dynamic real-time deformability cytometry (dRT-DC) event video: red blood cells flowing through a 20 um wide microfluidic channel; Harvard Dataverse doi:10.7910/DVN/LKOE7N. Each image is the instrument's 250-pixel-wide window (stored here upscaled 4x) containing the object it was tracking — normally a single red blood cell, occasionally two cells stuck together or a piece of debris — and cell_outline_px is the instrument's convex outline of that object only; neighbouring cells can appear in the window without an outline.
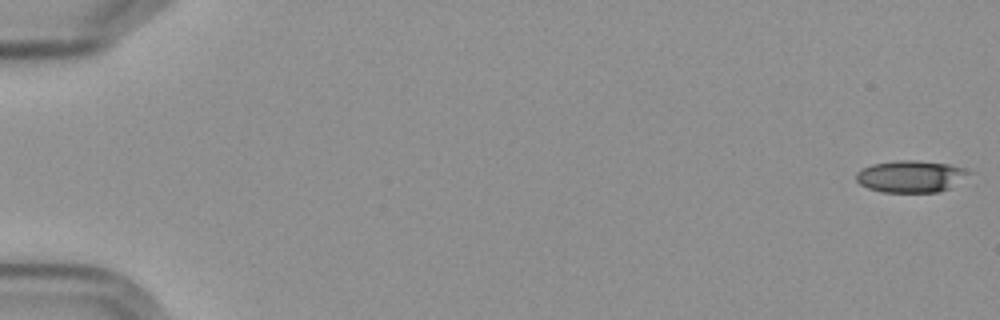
{"species": "Egyptian fruit bat (a non-hibernating species)", "species_latin": "Rousettus aegyptiacus", "temperature_condition": "cold", "stored_images_in_passage": 5, "camera_frame_rate_fps": 3000, "um_per_image_px": 0.085, "frame": {"image": 1, "passage_image": 1, "time_ms": 0.0, "image_size_px": [1000, 320], "cell_outline_px": [[972, 172], [948, 188], [936, 192], [880, 192], [868, 188], [860, 184], [856, 180], [856, 172], [872, 164], [896, 160], [916, 160], [948, 164], [964, 168]], "centroid_in_image_um": [77.37, 14.99], "position_along_channel_um": 7.6, "area_um2": 20.75}}
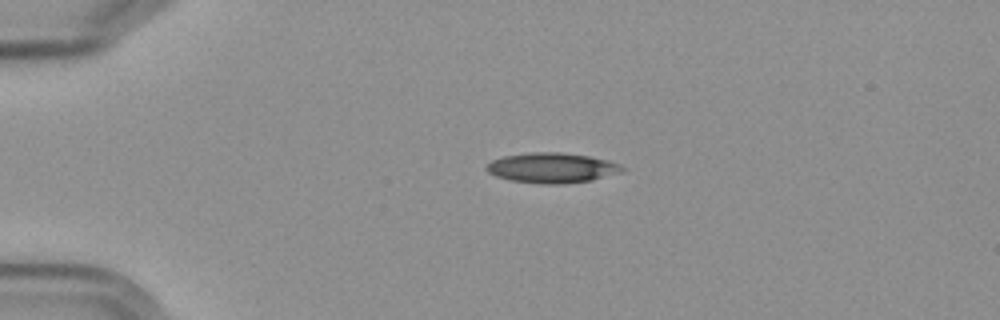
{"frame": {"image": 2, "passage_image": 4, "time_ms": 4.333, "image_size_px": [1000, 320], "cell_outline_px": [[628, 168], [624, 172], [592, 180], [564, 184], [540, 184], [508, 180], [496, 176], [488, 172], [484, 168], [492, 160], [504, 156], [532, 152], [560, 152], [588, 156], [608, 160], [620, 164]], "centroid_in_image_um": [46.96, 14.28], "position_along_channel_um": 38.0, "area_um2": 24.1}}